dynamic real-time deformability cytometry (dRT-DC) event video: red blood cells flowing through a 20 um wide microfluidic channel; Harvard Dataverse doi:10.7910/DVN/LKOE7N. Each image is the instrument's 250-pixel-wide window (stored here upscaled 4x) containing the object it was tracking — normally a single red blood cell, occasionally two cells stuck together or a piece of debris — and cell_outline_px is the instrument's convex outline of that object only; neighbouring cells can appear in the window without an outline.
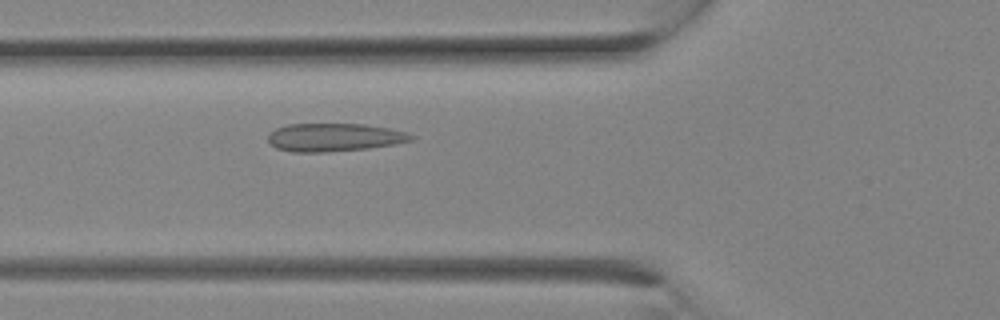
{"species": "Egyptian fruit bat (a non-hibernating species)", "species_latin": "Rousettus aegyptiacus", "temperature_condition": "room temperature", "stored_images_in_passage": 2, "camera_frame_rate_fps": 3000, "um_per_image_px": 0.085, "animal": {"sex": "female"}, "frame": {"image": 1, "passage_image": 2, "time_ms": 0.333, "image_size_px": [1000, 320], "cell_outline_px": [[416, 136], [412, 140], [392, 144], [368, 148], [328, 152], [292, 152], [276, 148], [268, 140], [268, 132], [276, 128], [288, 124], [364, 124], [388, 128], [404, 132]], "centroid_in_image_um": [28.36, 11.67], "position_along_channel_um": 97.4, "area_um2": 23.35}}